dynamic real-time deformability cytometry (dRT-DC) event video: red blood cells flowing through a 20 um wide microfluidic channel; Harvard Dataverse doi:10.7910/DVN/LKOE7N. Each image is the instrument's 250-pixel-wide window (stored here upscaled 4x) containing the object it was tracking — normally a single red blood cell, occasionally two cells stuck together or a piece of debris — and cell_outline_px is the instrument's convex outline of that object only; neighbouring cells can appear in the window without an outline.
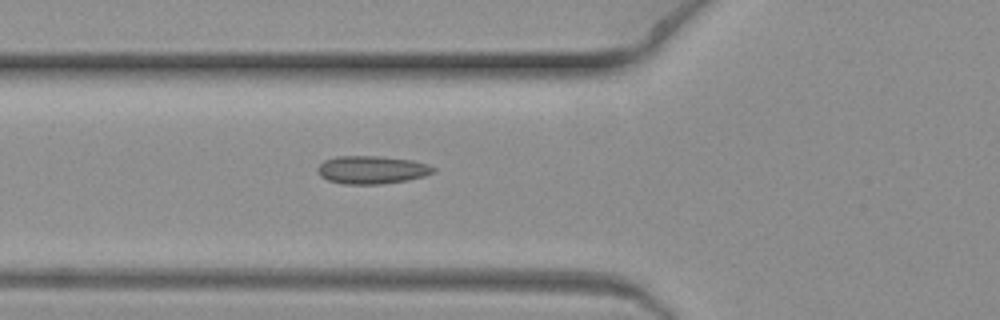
{"species": "common noctule bat (a hibernating species)", "species_latin": "Nyctalus noctula", "temperature_condition": "warm", "stored_images_in_passage": 2, "camera_frame_rate_fps": 3000, "um_per_image_px": 0.085, "animal": {"sex": "female", "body_mass_g": 19.3, "forearm_length_mm": 54.1}, "frame": {"image": 1, "passage_image": 2, "time_ms": 0.333, "image_size_px": [1000, 320], "cell_outline_px": [[436, 172], [424, 176], [408, 180], [380, 184], [344, 184], [328, 180], [320, 176], [316, 168], [324, 160], [336, 156], [380, 156], [412, 160], [428, 164], [436, 168]], "centroid_in_image_um": [31.61, 14.43], "position_along_channel_um": 94.2, "area_um2": 19.02}}